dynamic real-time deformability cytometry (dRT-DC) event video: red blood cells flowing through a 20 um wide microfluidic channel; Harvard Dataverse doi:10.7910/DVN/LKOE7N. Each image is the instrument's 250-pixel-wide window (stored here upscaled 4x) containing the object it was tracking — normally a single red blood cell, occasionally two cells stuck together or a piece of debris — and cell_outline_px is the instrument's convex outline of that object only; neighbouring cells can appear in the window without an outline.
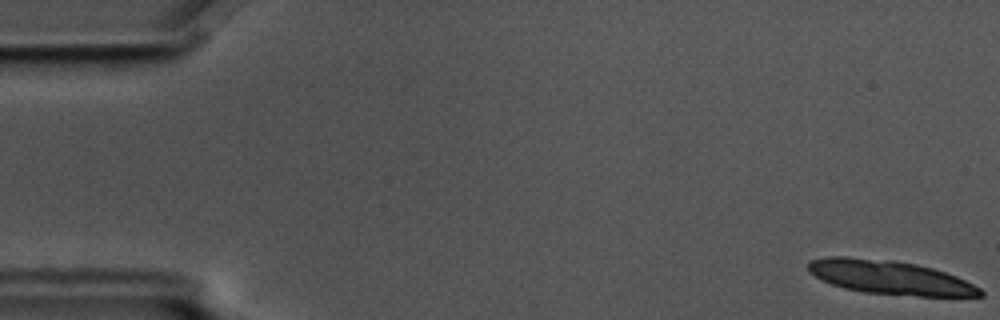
{"species": "common noctule bat (a hibernating species)", "species_latin": "Nyctalus noctula", "temperature_condition": "cold", "stored_images_in_passage": 5, "camera_frame_rate_fps": 3000, "um_per_image_px": 0.085, "animal": {"sex": "male", "body_mass_g": 17.5, "forearm_length_mm": 52.3}, "frame": {"image": 1, "passage_image": 1, "time_ms": 0.0, "image_size_px": [1000, 320], "cell_outline_px": [[984, 296], [920, 296], [864, 292], [844, 288], [832, 284], [808, 272], [808, 260], [824, 256], [848, 256], [896, 260], [916, 264], [932, 268], [956, 276], [980, 288], [984, 292]], "centroid_in_image_um": [75.61, 23.56], "position_along_channel_um": 9.4, "area_um2": 33.99}}